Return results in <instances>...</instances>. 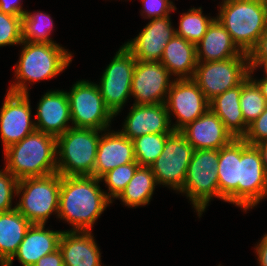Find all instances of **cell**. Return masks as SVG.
I'll return each mask as SVG.
<instances>
[{
	"instance_id": "6da1fadb",
	"label": "cell",
	"mask_w": 267,
	"mask_h": 266,
	"mask_svg": "<svg viewBox=\"0 0 267 266\" xmlns=\"http://www.w3.org/2000/svg\"><path fill=\"white\" fill-rule=\"evenodd\" d=\"M101 180L93 176H62L57 217L72 228L91 232L96 220L113 202L101 190Z\"/></svg>"
},
{
	"instance_id": "7a4b0ae2",
	"label": "cell",
	"mask_w": 267,
	"mask_h": 266,
	"mask_svg": "<svg viewBox=\"0 0 267 266\" xmlns=\"http://www.w3.org/2000/svg\"><path fill=\"white\" fill-rule=\"evenodd\" d=\"M19 61L14 65L15 82L8 92L28 94V85L52 79L63 72L72 62V53L59 44L22 41ZM28 81V82H27Z\"/></svg>"
},
{
	"instance_id": "3957f363",
	"label": "cell",
	"mask_w": 267,
	"mask_h": 266,
	"mask_svg": "<svg viewBox=\"0 0 267 266\" xmlns=\"http://www.w3.org/2000/svg\"><path fill=\"white\" fill-rule=\"evenodd\" d=\"M4 151L5 168L19 181L57 173L56 138L35 130Z\"/></svg>"
},
{
	"instance_id": "277c9868",
	"label": "cell",
	"mask_w": 267,
	"mask_h": 266,
	"mask_svg": "<svg viewBox=\"0 0 267 266\" xmlns=\"http://www.w3.org/2000/svg\"><path fill=\"white\" fill-rule=\"evenodd\" d=\"M217 20L230 33L237 47L246 54L256 47L267 29L262 0H222Z\"/></svg>"
},
{
	"instance_id": "5b68a950",
	"label": "cell",
	"mask_w": 267,
	"mask_h": 266,
	"mask_svg": "<svg viewBox=\"0 0 267 266\" xmlns=\"http://www.w3.org/2000/svg\"><path fill=\"white\" fill-rule=\"evenodd\" d=\"M102 132L71 127L57 137V173L62 176L94 177L96 154Z\"/></svg>"
},
{
	"instance_id": "8992f818",
	"label": "cell",
	"mask_w": 267,
	"mask_h": 266,
	"mask_svg": "<svg viewBox=\"0 0 267 266\" xmlns=\"http://www.w3.org/2000/svg\"><path fill=\"white\" fill-rule=\"evenodd\" d=\"M61 174L24 178L18 181L16 209L32 224H45L52 214L58 215ZM19 195V196H18Z\"/></svg>"
},
{
	"instance_id": "52a82bcc",
	"label": "cell",
	"mask_w": 267,
	"mask_h": 266,
	"mask_svg": "<svg viewBox=\"0 0 267 266\" xmlns=\"http://www.w3.org/2000/svg\"><path fill=\"white\" fill-rule=\"evenodd\" d=\"M218 162L219 150H194L188 165L184 185L179 193L189 198L199 218L211 199H219Z\"/></svg>"
},
{
	"instance_id": "ba28073f",
	"label": "cell",
	"mask_w": 267,
	"mask_h": 266,
	"mask_svg": "<svg viewBox=\"0 0 267 266\" xmlns=\"http://www.w3.org/2000/svg\"><path fill=\"white\" fill-rule=\"evenodd\" d=\"M67 95L73 127L101 131L111 128L115 116L106 107L97 83L76 81Z\"/></svg>"
},
{
	"instance_id": "9c48e42d",
	"label": "cell",
	"mask_w": 267,
	"mask_h": 266,
	"mask_svg": "<svg viewBox=\"0 0 267 266\" xmlns=\"http://www.w3.org/2000/svg\"><path fill=\"white\" fill-rule=\"evenodd\" d=\"M250 70L249 55L222 61L198 62L193 80L210 102L216 96L241 84Z\"/></svg>"
},
{
	"instance_id": "30bf717a",
	"label": "cell",
	"mask_w": 267,
	"mask_h": 266,
	"mask_svg": "<svg viewBox=\"0 0 267 266\" xmlns=\"http://www.w3.org/2000/svg\"><path fill=\"white\" fill-rule=\"evenodd\" d=\"M136 59L123 44L106 66L97 84L106 107L116 117L131 97Z\"/></svg>"
},
{
	"instance_id": "8fae6325",
	"label": "cell",
	"mask_w": 267,
	"mask_h": 266,
	"mask_svg": "<svg viewBox=\"0 0 267 266\" xmlns=\"http://www.w3.org/2000/svg\"><path fill=\"white\" fill-rule=\"evenodd\" d=\"M193 153L194 148L186 137L180 131H174L167 138L160 156L149 166L157 184L180 192Z\"/></svg>"
},
{
	"instance_id": "7c38bea8",
	"label": "cell",
	"mask_w": 267,
	"mask_h": 266,
	"mask_svg": "<svg viewBox=\"0 0 267 266\" xmlns=\"http://www.w3.org/2000/svg\"><path fill=\"white\" fill-rule=\"evenodd\" d=\"M267 198V173L255 146L240 138L238 207L244 212Z\"/></svg>"
},
{
	"instance_id": "4fadbf2b",
	"label": "cell",
	"mask_w": 267,
	"mask_h": 266,
	"mask_svg": "<svg viewBox=\"0 0 267 266\" xmlns=\"http://www.w3.org/2000/svg\"><path fill=\"white\" fill-rule=\"evenodd\" d=\"M173 131H181L209 109V101L193 79H174L165 101Z\"/></svg>"
},
{
	"instance_id": "5bb4252c",
	"label": "cell",
	"mask_w": 267,
	"mask_h": 266,
	"mask_svg": "<svg viewBox=\"0 0 267 266\" xmlns=\"http://www.w3.org/2000/svg\"><path fill=\"white\" fill-rule=\"evenodd\" d=\"M169 71L156 61H136L131 83L133 104L154 105L165 103L173 80Z\"/></svg>"
},
{
	"instance_id": "9a60e30c",
	"label": "cell",
	"mask_w": 267,
	"mask_h": 266,
	"mask_svg": "<svg viewBox=\"0 0 267 266\" xmlns=\"http://www.w3.org/2000/svg\"><path fill=\"white\" fill-rule=\"evenodd\" d=\"M29 97V93L16 94L8 91L5 95L0 109V137L4 150L36 130L35 121L31 118Z\"/></svg>"
},
{
	"instance_id": "2e32d148",
	"label": "cell",
	"mask_w": 267,
	"mask_h": 266,
	"mask_svg": "<svg viewBox=\"0 0 267 266\" xmlns=\"http://www.w3.org/2000/svg\"><path fill=\"white\" fill-rule=\"evenodd\" d=\"M170 15L151 19L139 34L124 45L138 61L160 62L165 45L176 35Z\"/></svg>"
},
{
	"instance_id": "e0dca14e",
	"label": "cell",
	"mask_w": 267,
	"mask_h": 266,
	"mask_svg": "<svg viewBox=\"0 0 267 266\" xmlns=\"http://www.w3.org/2000/svg\"><path fill=\"white\" fill-rule=\"evenodd\" d=\"M36 130L55 138L64 134L72 122L67 91L49 90L37 103Z\"/></svg>"
},
{
	"instance_id": "ac0fdd59",
	"label": "cell",
	"mask_w": 267,
	"mask_h": 266,
	"mask_svg": "<svg viewBox=\"0 0 267 266\" xmlns=\"http://www.w3.org/2000/svg\"><path fill=\"white\" fill-rule=\"evenodd\" d=\"M120 131L130 140L146 134H172L165 103L154 105L133 104Z\"/></svg>"
},
{
	"instance_id": "d6986e66",
	"label": "cell",
	"mask_w": 267,
	"mask_h": 266,
	"mask_svg": "<svg viewBox=\"0 0 267 266\" xmlns=\"http://www.w3.org/2000/svg\"><path fill=\"white\" fill-rule=\"evenodd\" d=\"M180 132L194 150H219L235 139L226 129L222 120L210 108Z\"/></svg>"
},
{
	"instance_id": "ffe728a7",
	"label": "cell",
	"mask_w": 267,
	"mask_h": 266,
	"mask_svg": "<svg viewBox=\"0 0 267 266\" xmlns=\"http://www.w3.org/2000/svg\"><path fill=\"white\" fill-rule=\"evenodd\" d=\"M135 161L133 140L125 137L120 130H103L96 154L94 177L100 179L108 171Z\"/></svg>"
},
{
	"instance_id": "44dd1931",
	"label": "cell",
	"mask_w": 267,
	"mask_h": 266,
	"mask_svg": "<svg viewBox=\"0 0 267 266\" xmlns=\"http://www.w3.org/2000/svg\"><path fill=\"white\" fill-rule=\"evenodd\" d=\"M62 232L45 229V224H31L17 252L4 266H12L14 258L22 266H33L40 258L59 248Z\"/></svg>"
},
{
	"instance_id": "7402d4cb",
	"label": "cell",
	"mask_w": 267,
	"mask_h": 266,
	"mask_svg": "<svg viewBox=\"0 0 267 266\" xmlns=\"http://www.w3.org/2000/svg\"><path fill=\"white\" fill-rule=\"evenodd\" d=\"M59 249L64 266H102L101 252L92 231H63Z\"/></svg>"
},
{
	"instance_id": "603a6c76",
	"label": "cell",
	"mask_w": 267,
	"mask_h": 266,
	"mask_svg": "<svg viewBox=\"0 0 267 266\" xmlns=\"http://www.w3.org/2000/svg\"><path fill=\"white\" fill-rule=\"evenodd\" d=\"M197 61H222L243 53L232 40L230 33L215 18L209 25L203 38L196 44Z\"/></svg>"
},
{
	"instance_id": "cb8c5ba5",
	"label": "cell",
	"mask_w": 267,
	"mask_h": 266,
	"mask_svg": "<svg viewBox=\"0 0 267 266\" xmlns=\"http://www.w3.org/2000/svg\"><path fill=\"white\" fill-rule=\"evenodd\" d=\"M240 138L219 149L217 164L219 200L238 207Z\"/></svg>"
},
{
	"instance_id": "d4e9b609",
	"label": "cell",
	"mask_w": 267,
	"mask_h": 266,
	"mask_svg": "<svg viewBox=\"0 0 267 266\" xmlns=\"http://www.w3.org/2000/svg\"><path fill=\"white\" fill-rule=\"evenodd\" d=\"M160 62L176 79H193L198 63L196 44L175 35L165 45Z\"/></svg>"
},
{
	"instance_id": "484cf974",
	"label": "cell",
	"mask_w": 267,
	"mask_h": 266,
	"mask_svg": "<svg viewBox=\"0 0 267 266\" xmlns=\"http://www.w3.org/2000/svg\"><path fill=\"white\" fill-rule=\"evenodd\" d=\"M242 83L216 96L209 102V108L222 120L234 138H243L248 126L240 107Z\"/></svg>"
},
{
	"instance_id": "4316f807",
	"label": "cell",
	"mask_w": 267,
	"mask_h": 266,
	"mask_svg": "<svg viewBox=\"0 0 267 266\" xmlns=\"http://www.w3.org/2000/svg\"><path fill=\"white\" fill-rule=\"evenodd\" d=\"M31 224L16 208L8 212H0L1 266H4L17 252Z\"/></svg>"
},
{
	"instance_id": "83f0119b",
	"label": "cell",
	"mask_w": 267,
	"mask_h": 266,
	"mask_svg": "<svg viewBox=\"0 0 267 266\" xmlns=\"http://www.w3.org/2000/svg\"><path fill=\"white\" fill-rule=\"evenodd\" d=\"M156 178L150 167L139 166L127 186L116 198L123 205L136 208L150 203L157 186Z\"/></svg>"
},
{
	"instance_id": "f1b7e54d",
	"label": "cell",
	"mask_w": 267,
	"mask_h": 266,
	"mask_svg": "<svg viewBox=\"0 0 267 266\" xmlns=\"http://www.w3.org/2000/svg\"><path fill=\"white\" fill-rule=\"evenodd\" d=\"M53 20L49 14L41 11H27L22 16V40L32 43H50L54 42L49 36L53 29Z\"/></svg>"
},
{
	"instance_id": "f546056e",
	"label": "cell",
	"mask_w": 267,
	"mask_h": 266,
	"mask_svg": "<svg viewBox=\"0 0 267 266\" xmlns=\"http://www.w3.org/2000/svg\"><path fill=\"white\" fill-rule=\"evenodd\" d=\"M202 7H192L187 13L180 15L179 26L176 28V35L185 40L197 44L205 35L209 25L216 17L202 14Z\"/></svg>"
},
{
	"instance_id": "4dcf8cb0",
	"label": "cell",
	"mask_w": 267,
	"mask_h": 266,
	"mask_svg": "<svg viewBox=\"0 0 267 266\" xmlns=\"http://www.w3.org/2000/svg\"><path fill=\"white\" fill-rule=\"evenodd\" d=\"M240 107L247 126L256 120L267 107L266 98L261 94L259 87L249 76L242 82Z\"/></svg>"
},
{
	"instance_id": "1f68e13d",
	"label": "cell",
	"mask_w": 267,
	"mask_h": 266,
	"mask_svg": "<svg viewBox=\"0 0 267 266\" xmlns=\"http://www.w3.org/2000/svg\"><path fill=\"white\" fill-rule=\"evenodd\" d=\"M171 134H146L133 139L135 159L139 166L149 167L161 154Z\"/></svg>"
},
{
	"instance_id": "d6a6232c",
	"label": "cell",
	"mask_w": 267,
	"mask_h": 266,
	"mask_svg": "<svg viewBox=\"0 0 267 266\" xmlns=\"http://www.w3.org/2000/svg\"><path fill=\"white\" fill-rule=\"evenodd\" d=\"M138 167L139 164L137 161L120 165L108 171L100 178L101 182L104 181L107 186L109 192L106 193V195L112 202L114 201L113 199H116L127 186Z\"/></svg>"
},
{
	"instance_id": "836d02e7",
	"label": "cell",
	"mask_w": 267,
	"mask_h": 266,
	"mask_svg": "<svg viewBox=\"0 0 267 266\" xmlns=\"http://www.w3.org/2000/svg\"><path fill=\"white\" fill-rule=\"evenodd\" d=\"M22 41V17L0 10V47L20 45Z\"/></svg>"
},
{
	"instance_id": "e575fe53",
	"label": "cell",
	"mask_w": 267,
	"mask_h": 266,
	"mask_svg": "<svg viewBox=\"0 0 267 266\" xmlns=\"http://www.w3.org/2000/svg\"><path fill=\"white\" fill-rule=\"evenodd\" d=\"M18 180L4 167L0 170V212H8L15 209L12 200L16 196Z\"/></svg>"
},
{
	"instance_id": "d590c367",
	"label": "cell",
	"mask_w": 267,
	"mask_h": 266,
	"mask_svg": "<svg viewBox=\"0 0 267 266\" xmlns=\"http://www.w3.org/2000/svg\"><path fill=\"white\" fill-rule=\"evenodd\" d=\"M142 9L141 16L144 19H156L169 16L171 11L177 8L171 0H141ZM145 14V15H144Z\"/></svg>"
},
{
	"instance_id": "8d00e7d4",
	"label": "cell",
	"mask_w": 267,
	"mask_h": 266,
	"mask_svg": "<svg viewBox=\"0 0 267 266\" xmlns=\"http://www.w3.org/2000/svg\"><path fill=\"white\" fill-rule=\"evenodd\" d=\"M243 139L249 145H256L260 142L267 141V107L249 126Z\"/></svg>"
},
{
	"instance_id": "74e56055",
	"label": "cell",
	"mask_w": 267,
	"mask_h": 266,
	"mask_svg": "<svg viewBox=\"0 0 267 266\" xmlns=\"http://www.w3.org/2000/svg\"><path fill=\"white\" fill-rule=\"evenodd\" d=\"M21 2V0H0V10L5 14L22 17L27 10L22 9Z\"/></svg>"
},
{
	"instance_id": "f35d334b",
	"label": "cell",
	"mask_w": 267,
	"mask_h": 266,
	"mask_svg": "<svg viewBox=\"0 0 267 266\" xmlns=\"http://www.w3.org/2000/svg\"><path fill=\"white\" fill-rule=\"evenodd\" d=\"M249 61H267V29L249 54Z\"/></svg>"
},
{
	"instance_id": "ab89813d",
	"label": "cell",
	"mask_w": 267,
	"mask_h": 266,
	"mask_svg": "<svg viewBox=\"0 0 267 266\" xmlns=\"http://www.w3.org/2000/svg\"><path fill=\"white\" fill-rule=\"evenodd\" d=\"M33 266H64L61 250L58 248L54 252L43 256Z\"/></svg>"
},
{
	"instance_id": "60d3db41",
	"label": "cell",
	"mask_w": 267,
	"mask_h": 266,
	"mask_svg": "<svg viewBox=\"0 0 267 266\" xmlns=\"http://www.w3.org/2000/svg\"><path fill=\"white\" fill-rule=\"evenodd\" d=\"M259 266H267V234L263 235L260 242L255 246Z\"/></svg>"
},
{
	"instance_id": "b9f144b4",
	"label": "cell",
	"mask_w": 267,
	"mask_h": 266,
	"mask_svg": "<svg viewBox=\"0 0 267 266\" xmlns=\"http://www.w3.org/2000/svg\"><path fill=\"white\" fill-rule=\"evenodd\" d=\"M254 70H249V77L257 84L259 87L261 94L266 98L267 100V78H261V79H254L252 76L254 75Z\"/></svg>"
},
{
	"instance_id": "7bdbcfd3",
	"label": "cell",
	"mask_w": 267,
	"mask_h": 266,
	"mask_svg": "<svg viewBox=\"0 0 267 266\" xmlns=\"http://www.w3.org/2000/svg\"><path fill=\"white\" fill-rule=\"evenodd\" d=\"M254 146L258 149V151L261 155L263 166H264L265 171L267 173V141L260 142Z\"/></svg>"
},
{
	"instance_id": "ee69618b",
	"label": "cell",
	"mask_w": 267,
	"mask_h": 266,
	"mask_svg": "<svg viewBox=\"0 0 267 266\" xmlns=\"http://www.w3.org/2000/svg\"><path fill=\"white\" fill-rule=\"evenodd\" d=\"M250 70H257L260 66L264 69L265 77L267 78V61H249Z\"/></svg>"
},
{
	"instance_id": "f6af8a7d",
	"label": "cell",
	"mask_w": 267,
	"mask_h": 266,
	"mask_svg": "<svg viewBox=\"0 0 267 266\" xmlns=\"http://www.w3.org/2000/svg\"><path fill=\"white\" fill-rule=\"evenodd\" d=\"M264 7H265V12H266V18H267V0H262Z\"/></svg>"
}]
</instances>
